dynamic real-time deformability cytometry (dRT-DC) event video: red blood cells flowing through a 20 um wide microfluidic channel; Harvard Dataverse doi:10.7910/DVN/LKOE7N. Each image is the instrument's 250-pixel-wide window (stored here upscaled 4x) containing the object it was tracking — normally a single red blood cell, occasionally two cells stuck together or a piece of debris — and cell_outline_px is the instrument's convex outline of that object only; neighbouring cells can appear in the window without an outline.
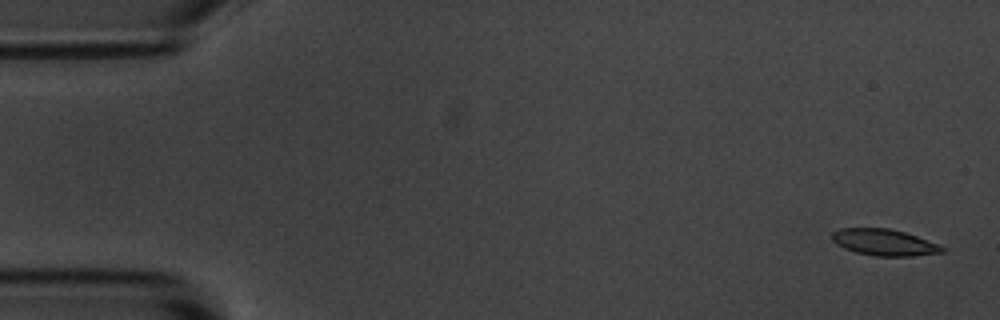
{"species": "common noctule bat (a hibernating species)", "species_latin": "Nyctalus noctula", "temperature_condition": "room temperature", "stored_images_in_passage": 5, "camera_frame_rate_fps": 3000, "um_per_image_px": 0.085, "animal": {"sex": "male", "body_mass_g": 20.1, "forearm_length_mm": 53.5}, "frame": {"image": 1, "passage_image": 1, "time_ms": 0.0, "image_size_px": [1000, 320], "cell_outline_px": [[944, 252], [912, 256], [876, 256], [856, 252], [844, 248], [836, 244], [832, 240], [832, 232], [840, 228], [888, 228], [904, 232], [940, 244], [944, 248]], "centroid_in_image_um": [75.15, 20.6], "position_along_channel_um": 9.9, "area_um2": 16.94}}
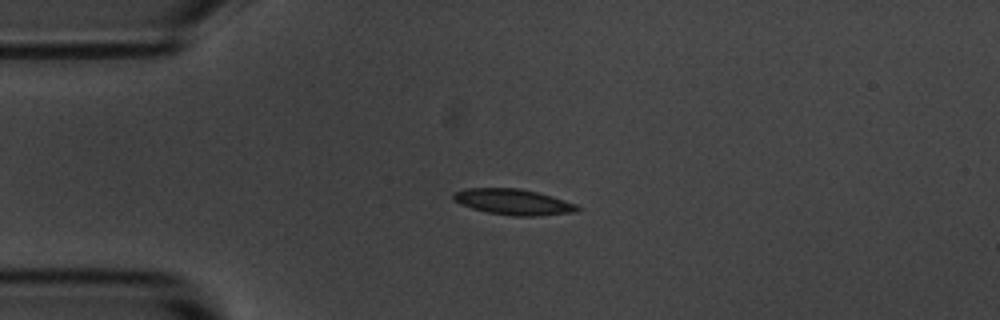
{"frame": {"image": 2, "passage_image": 4, "time_ms": 3.667, "image_size_px": [1000, 320], "cell_outline_px": [[580, 208], [576, 212], [540, 216], [512, 216], [488, 212], [472, 208], [460, 204], [452, 200], [452, 192], [468, 188], [520, 188], [552, 196], [576, 204]], "centroid_in_image_um": [43.61, 17.16], "position_along_channel_um": 41.4, "area_um2": 18.73}}